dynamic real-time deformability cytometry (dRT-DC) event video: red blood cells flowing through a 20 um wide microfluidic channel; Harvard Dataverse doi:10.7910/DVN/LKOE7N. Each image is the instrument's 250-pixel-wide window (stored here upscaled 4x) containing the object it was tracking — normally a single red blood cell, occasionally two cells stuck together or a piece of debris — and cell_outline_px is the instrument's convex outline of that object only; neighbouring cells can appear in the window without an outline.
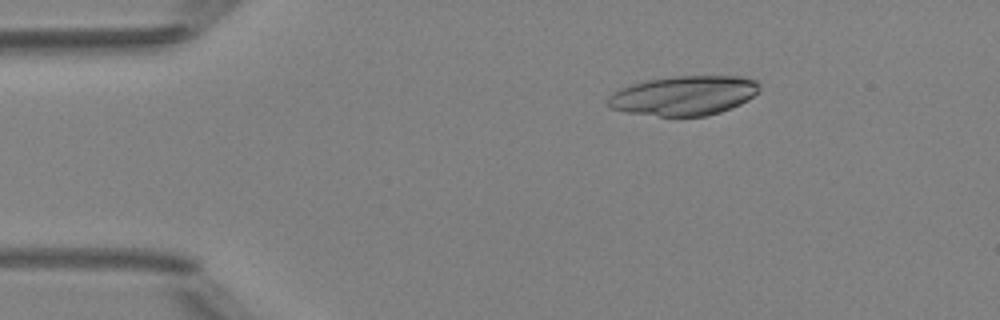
{"species": "Egyptian fruit bat (a non-hibernating species)", "species_latin": "Rousettus aegyptiacus", "temperature_condition": "room temperature", "stored_images_in_passage": 5, "camera_frame_rate_fps": 3000, "um_per_image_px": 0.085, "animal": {"sex": "female"}, "frame": {"image": 1, "passage_image": 2, "time_ms": 1.333, "image_size_px": [1000, 320], "cell_outline_px": [[760, 88], [748, 100], [732, 108], [720, 112], [704, 116], [660, 116], [628, 112], [608, 108], [608, 96], [612, 92], [620, 88], [632, 84], [648, 80], [676, 76], [744, 76], [756, 80], [760, 84]], "centroid_in_image_um": [58.14, 8.12], "position_along_channel_um": 26.9, "area_um2": 34.91}}
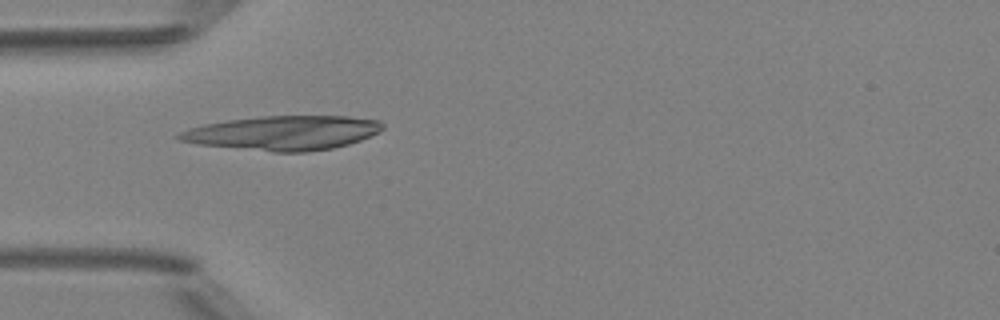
{"frame": {"image": 2, "passage_image": 4, "time_ms": 3.667, "image_size_px": [1000, 320], "cell_outline_px": [[384, 128], [380, 132], [360, 140], [348, 144], [332, 148], [308, 152], [272, 152], [196, 144], [180, 140], [172, 136], [188, 128], [204, 124], [228, 120], [260, 116], [348, 116], [380, 120], [384, 124]], "centroid_in_image_um": [24.06, 11.3], "position_along_channel_um": 60.9, "area_um2": 40.98}}
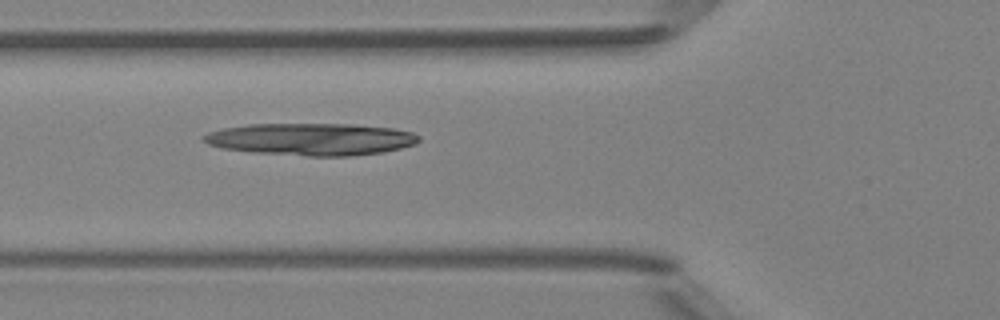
{"frame": {"image": 3, "passage_image": 5, "time_ms": 4.667, "image_size_px": [1000, 320], "cell_outline_px": [[420, 140], [416, 144], [384, 152], [352, 156], [308, 156], [252, 152], [224, 148], [208, 144], [200, 136], [208, 132], [224, 128], [248, 124], [352, 124], [392, 128], [412, 132], [420, 136]], "centroid_in_image_um": [26.47, 11.83], "position_along_channel_um": 99.3, "area_um2": 40.4}}